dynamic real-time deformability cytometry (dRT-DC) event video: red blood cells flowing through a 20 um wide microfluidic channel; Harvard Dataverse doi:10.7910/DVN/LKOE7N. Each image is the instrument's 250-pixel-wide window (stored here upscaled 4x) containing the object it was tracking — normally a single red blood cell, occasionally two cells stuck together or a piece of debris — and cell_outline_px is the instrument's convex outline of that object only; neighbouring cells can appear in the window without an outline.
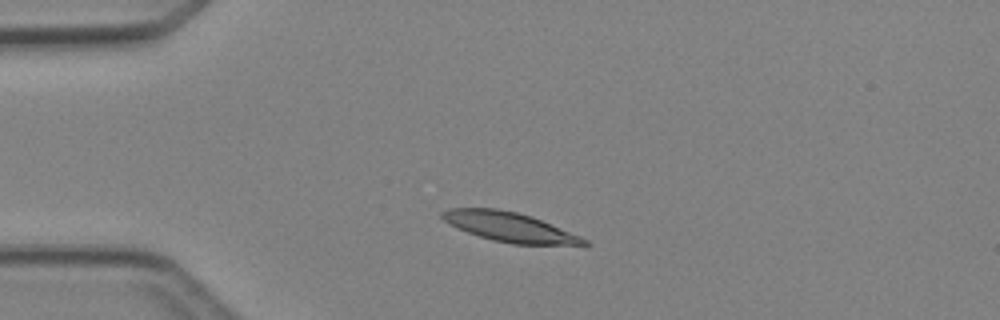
{"species": "Egyptian fruit bat (a non-hibernating species)", "species_latin": "Rousettus aegyptiacus", "temperature_condition": "cold", "stored_images_in_passage": 3, "camera_frame_rate_fps": 3000, "um_per_image_px": 0.085, "animal": {"sex": "female"}, "frame": {"image": 1, "passage_image": 1, "time_ms": 0.0, "image_size_px": [1000, 320], "cell_outline_px": [[592, 244], [588, 248], [512, 244], [492, 240], [456, 228], [444, 220], [440, 216], [440, 212], [448, 208], [496, 208], [516, 212], [532, 216], [580, 236], [588, 240]], "centroid_in_image_um": [43.48, 19.35], "position_along_channel_um": 41.5, "area_um2": 25.26}}
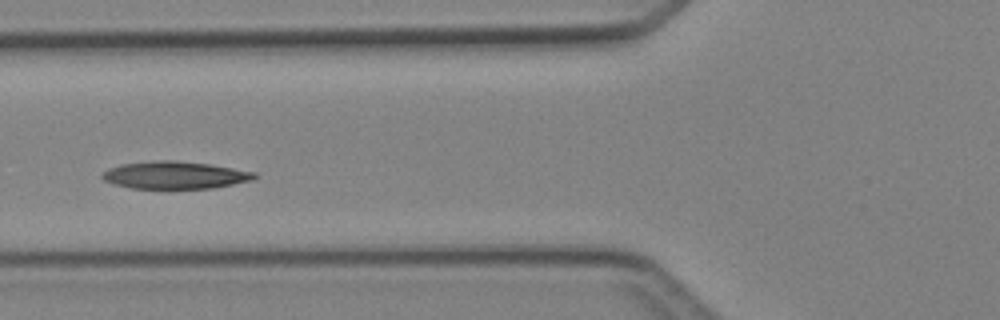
{"frame": {"image": 2, "passage_image": 3, "time_ms": 2.333, "image_size_px": [1000, 320], "cell_outline_px": [[260, 176], [252, 180], [212, 188], [168, 192], [132, 188], [116, 184], [104, 180], [100, 176], [108, 168], [124, 164], [156, 160], [176, 160], [208, 164], [256, 172]], "centroid_in_image_um": [14.88, 14.93], "position_along_channel_um": 110.9, "area_um2": 25.26}}